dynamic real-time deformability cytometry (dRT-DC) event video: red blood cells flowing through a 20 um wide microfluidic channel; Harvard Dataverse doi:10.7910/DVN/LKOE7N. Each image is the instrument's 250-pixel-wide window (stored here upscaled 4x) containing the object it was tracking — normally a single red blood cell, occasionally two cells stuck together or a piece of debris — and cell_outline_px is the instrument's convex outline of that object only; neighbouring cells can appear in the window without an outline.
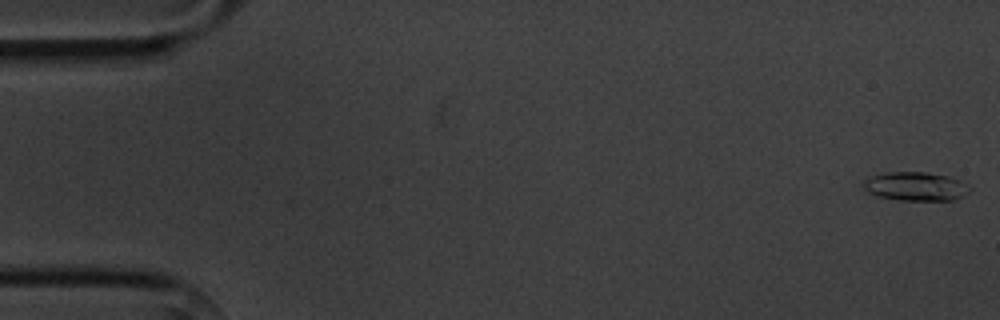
{"species": "common noctule bat (a hibernating species)", "species_latin": "Nyctalus noctula", "temperature_condition": "cold", "stored_images_in_passage": 4, "camera_frame_rate_fps": 3000, "um_per_image_px": 0.085, "animal": {"sex": "male", "body_mass_g": 20.1, "forearm_length_mm": 53.5}, "frame": {"image": 1, "passage_image": 1, "time_ms": 0.0, "image_size_px": [1000, 320], "cell_outline_px": [[972, 188], [964, 196], [952, 200], [900, 200], [876, 196], [868, 192], [860, 184], [868, 176], [888, 172], [924, 172], [948, 176], [960, 180], [968, 184]], "centroid_in_image_um": [77.81, 15.84], "position_along_channel_um": 7.2, "area_um2": 18.03}}